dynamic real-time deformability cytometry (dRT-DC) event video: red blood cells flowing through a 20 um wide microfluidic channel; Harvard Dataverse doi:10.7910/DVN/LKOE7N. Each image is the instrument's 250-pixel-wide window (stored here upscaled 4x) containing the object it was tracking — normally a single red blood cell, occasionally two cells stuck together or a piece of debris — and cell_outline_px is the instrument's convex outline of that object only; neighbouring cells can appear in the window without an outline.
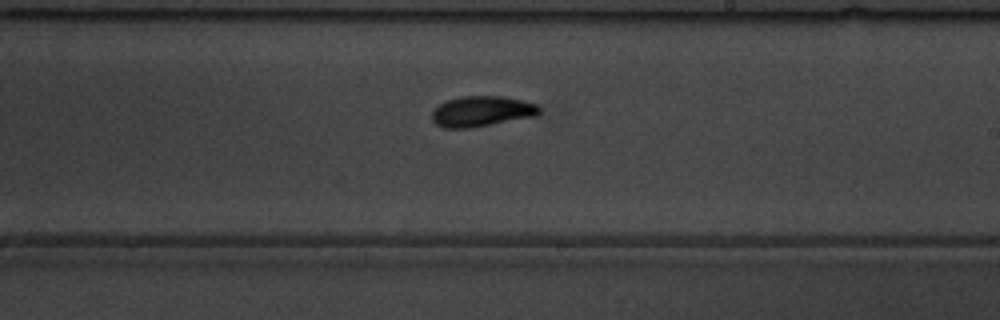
{"species": "common noctule bat (a hibernating species)", "species_latin": "Nyctalus noctula", "temperature_condition": "warm", "stored_images_in_passage": 50, "camera_frame_rate_fps": 3000, "um_per_image_px": 0.085, "animal": {"sex": "male", "body_mass_g": 19.5, "forearm_length_mm": 54.6}, "frame": {"image": 1, "passage_image": 28, "time_ms": 9.0, "image_size_px": [1000, 320], "cell_outline_px": [[540, 112], [536, 116], [468, 128], [444, 128], [436, 124], [432, 120], [432, 112], [440, 104], [448, 100], [460, 96], [504, 96], [524, 100], [536, 104], [540, 108]], "centroid_in_image_um": [40.96, 9.45], "position_along_channel_um": 248.0, "area_um2": 19.02}}
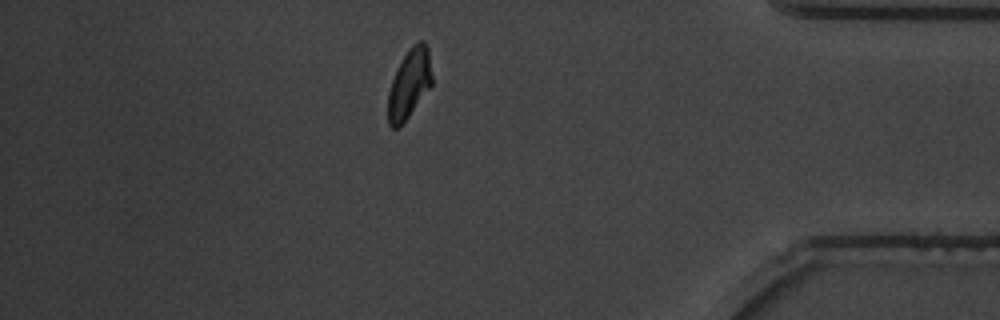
{"frame": {"image": 2, "passage_image": 43, "time_ms": 14.0, "image_size_px": [1000, 320], "cell_outline_px": [[432, 84], [408, 116], [396, 128], [392, 128], [388, 124], [388, 92], [392, 80], [408, 48], [412, 44], [420, 40], [424, 40], [428, 48], [432, 76]], "centroid_in_image_um": [34.79, 7.08], "position_along_channel_um": 400.4, "area_um2": 17.4}, "authors_computed_cell_mechanics": {"area_um2": 18.0914, "velocity_mm_per_s": 3.6704, "shape_relaxation_time_tau1_ms": 3.1345, "shape_relaxation_time_tau2_ms": 3.1251, "deformation_change_tau1": 0.1514, "deformation_change_tau2": 0.0902}}